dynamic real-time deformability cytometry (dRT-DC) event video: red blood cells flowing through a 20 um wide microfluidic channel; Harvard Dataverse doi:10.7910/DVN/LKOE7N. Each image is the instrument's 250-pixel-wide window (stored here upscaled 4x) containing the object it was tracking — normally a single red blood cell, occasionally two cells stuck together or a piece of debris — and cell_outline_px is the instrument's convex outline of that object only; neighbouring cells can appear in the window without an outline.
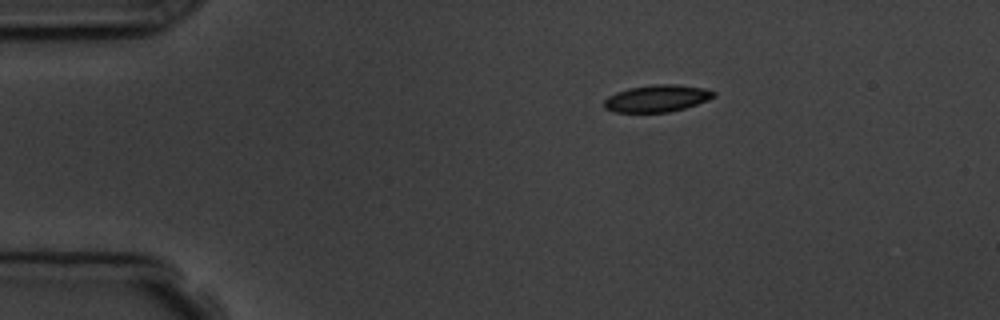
{"species": "common noctule bat (a hibernating species)", "species_latin": "Nyctalus noctula", "temperature_condition": "room temperature", "stored_images_in_passage": 4, "camera_frame_rate_fps": 3000, "um_per_image_px": 0.085, "animal": {"sex": "male", "body_mass_g": 19.5, "forearm_length_mm": 54.6}, "frame": {"image": 1, "passage_image": 1, "time_ms": 0.0, "image_size_px": [1000, 320], "cell_outline_px": [[716, 96], [708, 100], [684, 108], [668, 112], [612, 112], [604, 108], [604, 100], [608, 96], [616, 92], [628, 88], [652, 84], [676, 84], [704, 88], [716, 92]], "centroid_in_image_um": [55.83, 8.36], "position_along_channel_um": 29.2, "area_um2": 17.34}}
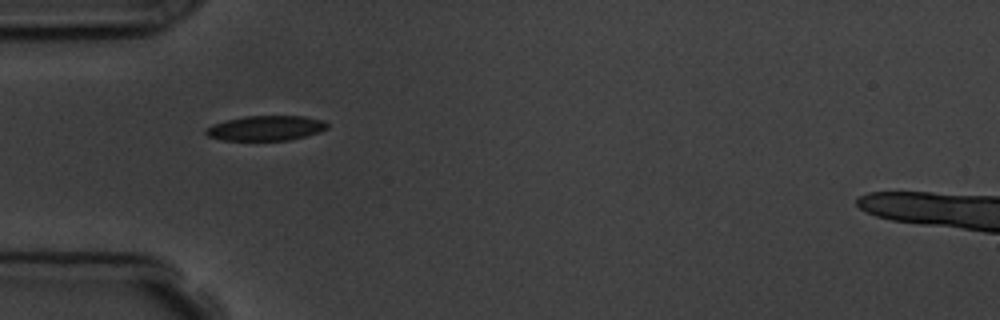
{"frame": {"image": 2, "passage_image": 3, "time_ms": 2.333, "image_size_px": [1000, 320], "cell_outline_px": [[328, 128], [320, 132], [288, 140], [224, 140], [208, 136], [204, 132], [204, 128], [212, 124], [244, 116], [304, 116], [324, 120], [328, 124]], "centroid_in_image_um": [22.6, 10.88], "position_along_channel_um": 62.4, "area_um2": 17.63}}